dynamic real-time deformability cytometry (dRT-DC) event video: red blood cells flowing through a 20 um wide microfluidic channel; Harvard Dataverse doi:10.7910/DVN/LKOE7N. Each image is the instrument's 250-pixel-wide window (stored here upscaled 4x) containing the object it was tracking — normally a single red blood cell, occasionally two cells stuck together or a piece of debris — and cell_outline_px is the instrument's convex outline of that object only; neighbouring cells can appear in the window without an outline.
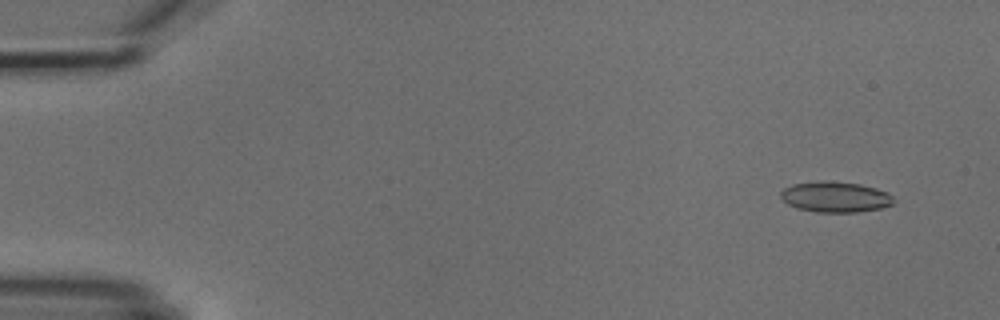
{"species": "common noctule bat (a hibernating species)", "species_latin": "Nyctalus noctula", "temperature_condition": "cold", "stored_images_in_passage": 5, "camera_frame_rate_fps": 3000, "um_per_image_px": 0.085, "animal": {"sex": "male", "body_mass_g": 18.8}, "frame": {"image": 1, "passage_image": 1, "time_ms": 0.0, "image_size_px": [1000, 320], "cell_outline_px": [[896, 200], [892, 204], [880, 208], [856, 212], [816, 212], [796, 208], [788, 204], [780, 196], [780, 192], [784, 188], [792, 184], [820, 180], [860, 184], [876, 188], [888, 192]], "centroid_in_image_um": [71.0, 16.73], "position_along_channel_um": 14.0, "area_um2": 20.23}}
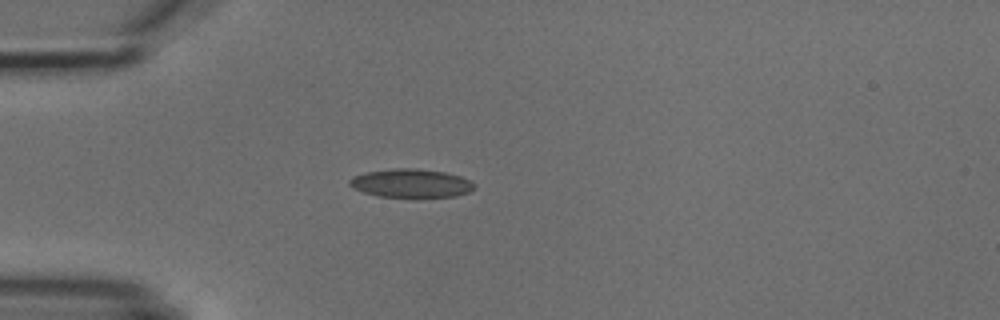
{"frame": {"image": 2, "passage_image": 4, "time_ms": 3.667, "image_size_px": [1000, 320], "cell_outline_px": [[476, 188], [468, 192], [456, 196], [416, 200], [380, 196], [364, 192], [352, 188], [348, 184], [348, 180], [352, 176], [368, 172], [396, 168], [416, 168], [444, 172], [460, 176], [476, 184]], "centroid_in_image_um": [34.96, 15.62], "position_along_channel_um": 50.0, "area_um2": 21.56}}